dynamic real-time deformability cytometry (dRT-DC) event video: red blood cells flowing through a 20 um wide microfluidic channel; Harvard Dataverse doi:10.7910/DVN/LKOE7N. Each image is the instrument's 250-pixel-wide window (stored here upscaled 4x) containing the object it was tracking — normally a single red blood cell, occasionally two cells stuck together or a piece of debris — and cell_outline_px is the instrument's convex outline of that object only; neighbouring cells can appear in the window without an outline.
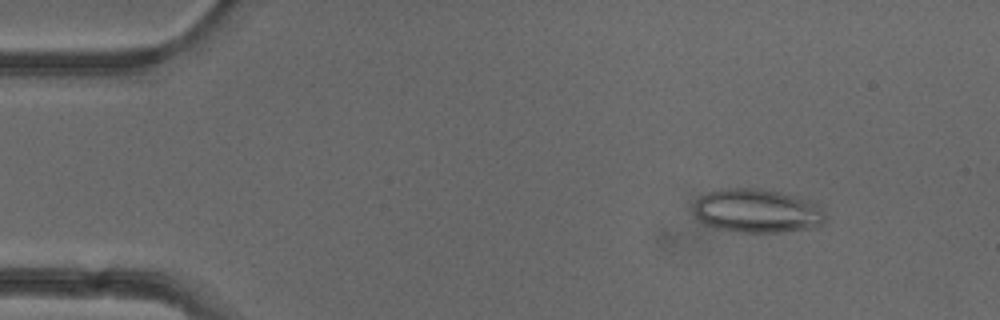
{"species": "common noctule bat (a hibernating species)", "species_latin": "Nyctalus noctula", "temperature_condition": "cold", "stored_images_in_passage": 50, "camera_frame_rate_fps": 3000, "um_per_image_px": 0.085, "animal": {"sex": "female"}, "frame": {"image": 1, "passage_image": 5, "time_ms": 1.333, "image_size_px": [1000, 320], "cell_outline_px": [[824, 220], [816, 228], [780, 232], [736, 232], [716, 228], [704, 224], [696, 216], [696, 200], [700, 196], [708, 192], [720, 188], [756, 188], [780, 192], [816, 204], [824, 212]], "centroid_in_image_um": [64.32, 17.93], "position_along_channel_um": 20.7, "area_um2": 33.29}}
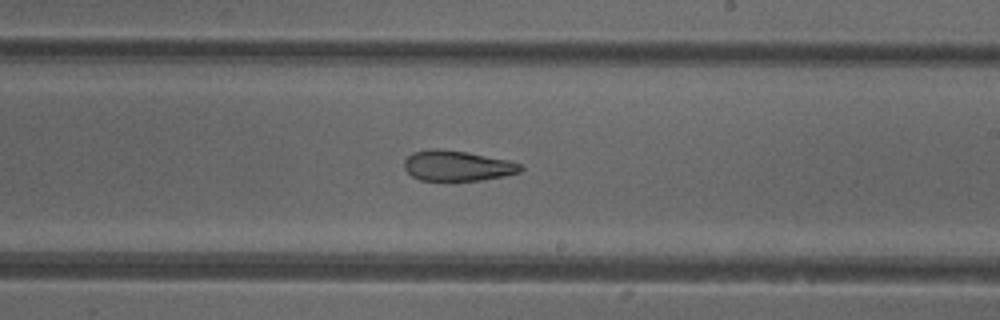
{"frame": {"image": 2, "passage_image": 29, "time_ms": 9.333, "image_size_px": [1000, 320], "cell_outline_px": [[524, 168], [520, 172], [504, 176], [480, 180], [420, 180], [412, 176], [404, 168], [404, 160], [412, 152], [432, 148], [440, 148], [468, 152], [508, 160], [520, 164]], "centroid_in_image_um": [38.85, 14.07], "position_along_channel_um": 250.1, "area_um2": 20.63}}
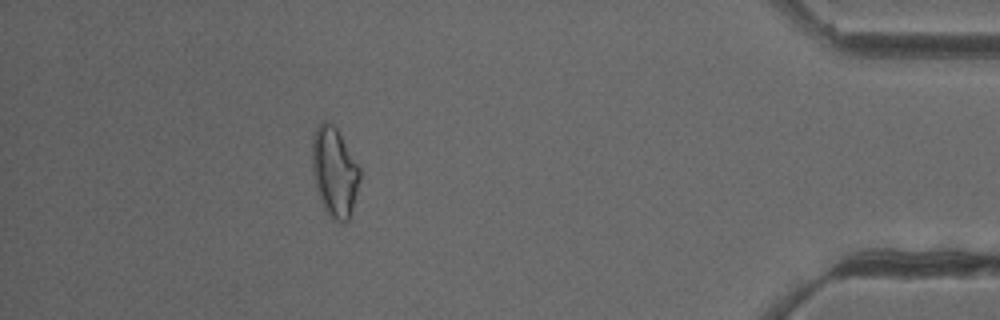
{"frame": {"image": 3, "passage_image": 45, "time_ms": 14.667, "image_size_px": [1000, 320], "cell_outline_px": [[360, 180], [352, 208], [348, 220], [344, 224], [332, 220], [324, 208], [320, 200], [316, 188], [312, 172], [312, 136], [316, 128], [324, 120], [332, 124], [336, 128], [360, 168]], "centroid_in_image_um": [28.41, 14.64], "position_along_channel_um": 406.8, "area_um2": 24.8}, "authors_computed_cell_mechanics": {"area_um2": 23.409, "velocity_mm_per_s": 3.9308, "shape_relaxation_time_tau1_ms": null, "shape_relaxation_time_tau2_ms": 4.3546, "deformation_change_tau1": null, "deformation_change_tau2": 0.1285}}